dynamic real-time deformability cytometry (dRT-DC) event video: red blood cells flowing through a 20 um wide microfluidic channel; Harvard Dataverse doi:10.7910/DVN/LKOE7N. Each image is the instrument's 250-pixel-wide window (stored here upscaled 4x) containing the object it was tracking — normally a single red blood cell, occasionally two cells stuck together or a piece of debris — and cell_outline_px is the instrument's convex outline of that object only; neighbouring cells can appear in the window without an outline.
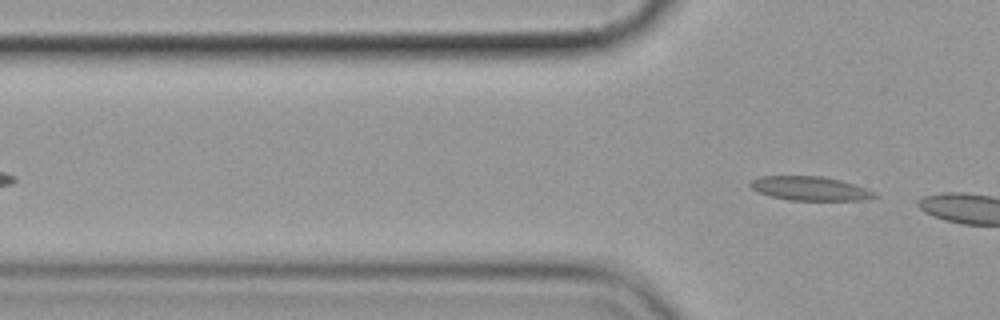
{"species": "common noctule bat (a hibernating species)", "species_latin": "Nyctalus noctula", "temperature_condition": "cold", "stored_images_in_passage": 7, "camera_frame_rate_fps": 3000, "um_per_image_px": 0.085, "animal": {"sex": "female", "body_mass_g": 19.9}, "frame": {"image": 1, "passage_image": 7, "time_ms": 8.0, "image_size_px": [1000, 320], "cell_outline_px": [[880, 196], [868, 200], [788, 200], [756, 192], [748, 184], [752, 180], [760, 176], [824, 176], [840, 180], [876, 192]], "centroid_in_image_um": [68.86, 16.02], "position_along_channel_um": 56.9, "area_um2": 17.46}}